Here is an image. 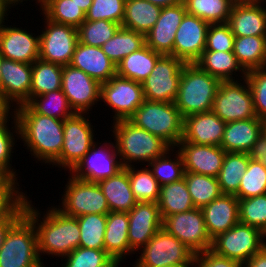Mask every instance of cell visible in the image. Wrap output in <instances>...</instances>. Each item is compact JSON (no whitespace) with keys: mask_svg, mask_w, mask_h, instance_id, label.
<instances>
[{"mask_svg":"<svg viewBox=\"0 0 266 267\" xmlns=\"http://www.w3.org/2000/svg\"><path fill=\"white\" fill-rule=\"evenodd\" d=\"M162 54L155 52L146 44L127 55L116 66L117 75L142 83L152 72Z\"/></svg>","mask_w":266,"mask_h":267,"instance_id":"obj_32","label":"cell"},{"mask_svg":"<svg viewBox=\"0 0 266 267\" xmlns=\"http://www.w3.org/2000/svg\"><path fill=\"white\" fill-rule=\"evenodd\" d=\"M128 120L162 138L172 148H176L183 137L184 118L174 102L144 100Z\"/></svg>","mask_w":266,"mask_h":267,"instance_id":"obj_5","label":"cell"},{"mask_svg":"<svg viewBox=\"0 0 266 267\" xmlns=\"http://www.w3.org/2000/svg\"><path fill=\"white\" fill-rule=\"evenodd\" d=\"M62 267H118L119 265L104 249L78 247L63 257Z\"/></svg>","mask_w":266,"mask_h":267,"instance_id":"obj_48","label":"cell"},{"mask_svg":"<svg viewBox=\"0 0 266 267\" xmlns=\"http://www.w3.org/2000/svg\"><path fill=\"white\" fill-rule=\"evenodd\" d=\"M226 124L213 111L184 118L182 140L197 145L220 146Z\"/></svg>","mask_w":266,"mask_h":267,"instance_id":"obj_26","label":"cell"},{"mask_svg":"<svg viewBox=\"0 0 266 267\" xmlns=\"http://www.w3.org/2000/svg\"><path fill=\"white\" fill-rule=\"evenodd\" d=\"M97 183L107 200L110 211L128 213L137 203L131 190L127 167Z\"/></svg>","mask_w":266,"mask_h":267,"instance_id":"obj_30","label":"cell"},{"mask_svg":"<svg viewBox=\"0 0 266 267\" xmlns=\"http://www.w3.org/2000/svg\"><path fill=\"white\" fill-rule=\"evenodd\" d=\"M265 136V120L251 118L228 122L220 147L225 152L255 155Z\"/></svg>","mask_w":266,"mask_h":267,"instance_id":"obj_19","label":"cell"},{"mask_svg":"<svg viewBox=\"0 0 266 267\" xmlns=\"http://www.w3.org/2000/svg\"><path fill=\"white\" fill-rule=\"evenodd\" d=\"M128 228L129 218L127 212L110 211L107 213L104 250L119 266L124 262L123 259L127 255L135 254L129 246Z\"/></svg>","mask_w":266,"mask_h":267,"instance_id":"obj_29","label":"cell"},{"mask_svg":"<svg viewBox=\"0 0 266 267\" xmlns=\"http://www.w3.org/2000/svg\"><path fill=\"white\" fill-rule=\"evenodd\" d=\"M220 82L197 64L185 63L174 102L182 117L212 111Z\"/></svg>","mask_w":266,"mask_h":267,"instance_id":"obj_4","label":"cell"},{"mask_svg":"<svg viewBox=\"0 0 266 267\" xmlns=\"http://www.w3.org/2000/svg\"><path fill=\"white\" fill-rule=\"evenodd\" d=\"M7 26L0 30V54L3 58L28 64L39 59V34L33 36L22 27Z\"/></svg>","mask_w":266,"mask_h":267,"instance_id":"obj_24","label":"cell"},{"mask_svg":"<svg viewBox=\"0 0 266 267\" xmlns=\"http://www.w3.org/2000/svg\"><path fill=\"white\" fill-rule=\"evenodd\" d=\"M233 0H184L186 11L210 24L227 23Z\"/></svg>","mask_w":266,"mask_h":267,"instance_id":"obj_40","label":"cell"},{"mask_svg":"<svg viewBox=\"0 0 266 267\" xmlns=\"http://www.w3.org/2000/svg\"><path fill=\"white\" fill-rule=\"evenodd\" d=\"M239 222L266 232V194L239 199Z\"/></svg>","mask_w":266,"mask_h":267,"instance_id":"obj_49","label":"cell"},{"mask_svg":"<svg viewBox=\"0 0 266 267\" xmlns=\"http://www.w3.org/2000/svg\"><path fill=\"white\" fill-rule=\"evenodd\" d=\"M2 59H3V56L0 54V67H1ZM0 82H1V73H0Z\"/></svg>","mask_w":266,"mask_h":267,"instance_id":"obj_66","label":"cell"},{"mask_svg":"<svg viewBox=\"0 0 266 267\" xmlns=\"http://www.w3.org/2000/svg\"><path fill=\"white\" fill-rule=\"evenodd\" d=\"M265 4V1L233 4L227 24L235 37L266 36Z\"/></svg>","mask_w":266,"mask_h":267,"instance_id":"obj_25","label":"cell"},{"mask_svg":"<svg viewBox=\"0 0 266 267\" xmlns=\"http://www.w3.org/2000/svg\"><path fill=\"white\" fill-rule=\"evenodd\" d=\"M158 207L162 219L169 215L190 211L195 208L185 179L160 186Z\"/></svg>","mask_w":266,"mask_h":267,"instance_id":"obj_35","label":"cell"},{"mask_svg":"<svg viewBox=\"0 0 266 267\" xmlns=\"http://www.w3.org/2000/svg\"><path fill=\"white\" fill-rule=\"evenodd\" d=\"M121 24L113 21L98 20L90 21L85 20L78 28V40L81 44L88 46L101 47L110 38H112Z\"/></svg>","mask_w":266,"mask_h":267,"instance_id":"obj_47","label":"cell"},{"mask_svg":"<svg viewBox=\"0 0 266 267\" xmlns=\"http://www.w3.org/2000/svg\"><path fill=\"white\" fill-rule=\"evenodd\" d=\"M126 0H93L86 12L85 20H107L122 24Z\"/></svg>","mask_w":266,"mask_h":267,"instance_id":"obj_51","label":"cell"},{"mask_svg":"<svg viewBox=\"0 0 266 267\" xmlns=\"http://www.w3.org/2000/svg\"><path fill=\"white\" fill-rule=\"evenodd\" d=\"M176 147L182 155L185 172L218 177L226 155L220 146L197 145L181 139Z\"/></svg>","mask_w":266,"mask_h":267,"instance_id":"obj_21","label":"cell"},{"mask_svg":"<svg viewBox=\"0 0 266 267\" xmlns=\"http://www.w3.org/2000/svg\"><path fill=\"white\" fill-rule=\"evenodd\" d=\"M243 267H266V240L265 246L253 255Z\"/></svg>","mask_w":266,"mask_h":267,"instance_id":"obj_59","label":"cell"},{"mask_svg":"<svg viewBox=\"0 0 266 267\" xmlns=\"http://www.w3.org/2000/svg\"><path fill=\"white\" fill-rule=\"evenodd\" d=\"M9 1L16 6V5H21L20 3H22L24 0H9ZM25 1H28V0H25Z\"/></svg>","mask_w":266,"mask_h":267,"instance_id":"obj_64","label":"cell"},{"mask_svg":"<svg viewBox=\"0 0 266 267\" xmlns=\"http://www.w3.org/2000/svg\"><path fill=\"white\" fill-rule=\"evenodd\" d=\"M266 194V167L263 162L254 155L250 160L244 175L241 178L238 199H247Z\"/></svg>","mask_w":266,"mask_h":267,"instance_id":"obj_46","label":"cell"},{"mask_svg":"<svg viewBox=\"0 0 266 267\" xmlns=\"http://www.w3.org/2000/svg\"><path fill=\"white\" fill-rule=\"evenodd\" d=\"M5 97L3 92L0 90V122L10 120V115L15 114V106ZM12 106V107H11ZM14 107V109H12ZM11 108V109H10ZM10 110H14L11 111ZM13 112V113H12ZM12 113V114H10Z\"/></svg>","mask_w":266,"mask_h":267,"instance_id":"obj_58","label":"cell"},{"mask_svg":"<svg viewBox=\"0 0 266 267\" xmlns=\"http://www.w3.org/2000/svg\"><path fill=\"white\" fill-rule=\"evenodd\" d=\"M233 53L246 72L266 67V36L235 37Z\"/></svg>","mask_w":266,"mask_h":267,"instance_id":"obj_34","label":"cell"},{"mask_svg":"<svg viewBox=\"0 0 266 267\" xmlns=\"http://www.w3.org/2000/svg\"><path fill=\"white\" fill-rule=\"evenodd\" d=\"M255 155L263 162L264 166L266 167V136H264L263 142Z\"/></svg>","mask_w":266,"mask_h":267,"instance_id":"obj_62","label":"cell"},{"mask_svg":"<svg viewBox=\"0 0 266 267\" xmlns=\"http://www.w3.org/2000/svg\"><path fill=\"white\" fill-rule=\"evenodd\" d=\"M234 2H257V1H265V0H233Z\"/></svg>","mask_w":266,"mask_h":267,"instance_id":"obj_65","label":"cell"},{"mask_svg":"<svg viewBox=\"0 0 266 267\" xmlns=\"http://www.w3.org/2000/svg\"><path fill=\"white\" fill-rule=\"evenodd\" d=\"M43 18L46 26L39 35V59L69 65L79 42L77 28Z\"/></svg>","mask_w":266,"mask_h":267,"instance_id":"obj_13","label":"cell"},{"mask_svg":"<svg viewBox=\"0 0 266 267\" xmlns=\"http://www.w3.org/2000/svg\"><path fill=\"white\" fill-rule=\"evenodd\" d=\"M234 38L227 23L210 24L204 51H233Z\"/></svg>","mask_w":266,"mask_h":267,"instance_id":"obj_53","label":"cell"},{"mask_svg":"<svg viewBox=\"0 0 266 267\" xmlns=\"http://www.w3.org/2000/svg\"><path fill=\"white\" fill-rule=\"evenodd\" d=\"M264 238L260 229L239 222L214 238L211 250L244 265L265 246Z\"/></svg>","mask_w":266,"mask_h":267,"instance_id":"obj_11","label":"cell"},{"mask_svg":"<svg viewBox=\"0 0 266 267\" xmlns=\"http://www.w3.org/2000/svg\"><path fill=\"white\" fill-rule=\"evenodd\" d=\"M63 66L37 59L32 63L30 100L39 95L62 89Z\"/></svg>","mask_w":266,"mask_h":267,"instance_id":"obj_37","label":"cell"},{"mask_svg":"<svg viewBox=\"0 0 266 267\" xmlns=\"http://www.w3.org/2000/svg\"><path fill=\"white\" fill-rule=\"evenodd\" d=\"M246 79L253 97L257 118L266 120V67L247 72Z\"/></svg>","mask_w":266,"mask_h":267,"instance_id":"obj_52","label":"cell"},{"mask_svg":"<svg viewBox=\"0 0 266 267\" xmlns=\"http://www.w3.org/2000/svg\"><path fill=\"white\" fill-rule=\"evenodd\" d=\"M212 111L225 123L256 118L247 79L221 81Z\"/></svg>","mask_w":266,"mask_h":267,"instance_id":"obj_8","label":"cell"},{"mask_svg":"<svg viewBox=\"0 0 266 267\" xmlns=\"http://www.w3.org/2000/svg\"><path fill=\"white\" fill-rule=\"evenodd\" d=\"M130 186L137 202H158L160 185L149 168L127 167Z\"/></svg>","mask_w":266,"mask_h":267,"instance_id":"obj_44","label":"cell"},{"mask_svg":"<svg viewBox=\"0 0 266 267\" xmlns=\"http://www.w3.org/2000/svg\"><path fill=\"white\" fill-rule=\"evenodd\" d=\"M19 186V183L0 167V196L4 194H25V192L20 191Z\"/></svg>","mask_w":266,"mask_h":267,"instance_id":"obj_56","label":"cell"},{"mask_svg":"<svg viewBox=\"0 0 266 267\" xmlns=\"http://www.w3.org/2000/svg\"><path fill=\"white\" fill-rule=\"evenodd\" d=\"M86 115L87 113H75L64 120L62 151L53 166L62 167L66 171L68 169L70 172L96 143L94 126Z\"/></svg>","mask_w":266,"mask_h":267,"instance_id":"obj_10","label":"cell"},{"mask_svg":"<svg viewBox=\"0 0 266 267\" xmlns=\"http://www.w3.org/2000/svg\"><path fill=\"white\" fill-rule=\"evenodd\" d=\"M175 149L176 148H170L164 155L152 160L146 166L152 171L153 176L157 179L160 186L170 184L184 178L185 169L183 158L181 153ZM171 154L174 155V158L172 155V159Z\"/></svg>","mask_w":266,"mask_h":267,"instance_id":"obj_43","label":"cell"},{"mask_svg":"<svg viewBox=\"0 0 266 267\" xmlns=\"http://www.w3.org/2000/svg\"><path fill=\"white\" fill-rule=\"evenodd\" d=\"M12 123L14 124L13 127H9V121H2L0 122V167L3 168L16 182L18 181L16 176V171L12 168V164L10 161L12 160V154L14 153L13 149L15 150L14 145L15 141L19 139V128L16 120V116H12ZM15 129V130H14ZM14 133H12V132ZM16 134V135H15ZM14 136H16V139ZM16 139V140H15Z\"/></svg>","mask_w":266,"mask_h":267,"instance_id":"obj_50","label":"cell"},{"mask_svg":"<svg viewBox=\"0 0 266 267\" xmlns=\"http://www.w3.org/2000/svg\"><path fill=\"white\" fill-rule=\"evenodd\" d=\"M116 151L123 167L146 163L164 155L172 148L162 138L135 126L128 119L113 121ZM135 164H132L134 163ZM137 162V163H136Z\"/></svg>","mask_w":266,"mask_h":267,"instance_id":"obj_3","label":"cell"},{"mask_svg":"<svg viewBox=\"0 0 266 267\" xmlns=\"http://www.w3.org/2000/svg\"><path fill=\"white\" fill-rule=\"evenodd\" d=\"M80 228L79 247L104 249L107 214H86L76 217Z\"/></svg>","mask_w":266,"mask_h":267,"instance_id":"obj_45","label":"cell"},{"mask_svg":"<svg viewBox=\"0 0 266 267\" xmlns=\"http://www.w3.org/2000/svg\"><path fill=\"white\" fill-rule=\"evenodd\" d=\"M210 23L188 13L175 34L173 56L184 63H195L205 50Z\"/></svg>","mask_w":266,"mask_h":267,"instance_id":"obj_18","label":"cell"},{"mask_svg":"<svg viewBox=\"0 0 266 267\" xmlns=\"http://www.w3.org/2000/svg\"><path fill=\"white\" fill-rule=\"evenodd\" d=\"M27 198V194L1 195L0 224H5L25 204Z\"/></svg>","mask_w":266,"mask_h":267,"instance_id":"obj_55","label":"cell"},{"mask_svg":"<svg viewBox=\"0 0 266 267\" xmlns=\"http://www.w3.org/2000/svg\"><path fill=\"white\" fill-rule=\"evenodd\" d=\"M144 45V34L120 27L115 35L104 43L101 48L117 66L123 58L139 50Z\"/></svg>","mask_w":266,"mask_h":267,"instance_id":"obj_38","label":"cell"},{"mask_svg":"<svg viewBox=\"0 0 266 267\" xmlns=\"http://www.w3.org/2000/svg\"><path fill=\"white\" fill-rule=\"evenodd\" d=\"M184 179L196 208H202L222 195L217 177L185 172Z\"/></svg>","mask_w":266,"mask_h":267,"instance_id":"obj_41","label":"cell"},{"mask_svg":"<svg viewBox=\"0 0 266 267\" xmlns=\"http://www.w3.org/2000/svg\"><path fill=\"white\" fill-rule=\"evenodd\" d=\"M186 13L184 2L162 8L157 22L145 34V44L155 52L173 56L175 34Z\"/></svg>","mask_w":266,"mask_h":267,"instance_id":"obj_22","label":"cell"},{"mask_svg":"<svg viewBox=\"0 0 266 267\" xmlns=\"http://www.w3.org/2000/svg\"><path fill=\"white\" fill-rule=\"evenodd\" d=\"M48 209L42 218L32 201L29 198L25 201V215L36 229L40 259L43 254L63 258L79 247V223L76 217L63 214L55 206Z\"/></svg>","mask_w":266,"mask_h":267,"instance_id":"obj_1","label":"cell"},{"mask_svg":"<svg viewBox=\"0 0 266 267\" xmlns=\"http://www.w3.org/2000/svg\"><path fill=\"white\" fill-rule=\"evenodd\" d=\"M16 7L14 4H12L9 0H0V30L4 26L5 20H7L8 11L10 13L9 8Z\"/></svg>","mask_w":266,"mask_h":267,"instance_id":"obj_60","label":"cell"},{"mask_svg":"<svg viewBox=\"0 0 266 267\" xmlns=\"http://www.w3.org/2000/svg\"><path fill=\"white\" fill-rule=\"evenodd\" d=\"M195 64L220 81L235 80L234 75L238 80L239 78H237L238 74L236 72H239L241 79L246 78L247 74L238 63L233 51H203Z\"/></svg>","mask_w":266,"mask_h":267,"instance_id":"obj_31","label":"cell"},{"mask_svg":"<svg viewBox=\"0 0 266 267\" xmlns=\"http://www.w3.org/2000/svg\"><path fill=\"white\" fill-rule=\"evenodd\" d=\"M128 240L130 249L139 252L163 227V219L156 202H137L128 212Z\"/></svg>","mask_w":266,"mask_h":267,"instance_id":"obj_20","label":"cell"},{"mask_svg":"<svg viewBox=\"0 0 266 267\" xmlns=\"http://www.w3.org/2000/svg\"><path fill=\"white\" fill-rule=\"evenodd\" d=\"M100 100L113 110V121L129 119L145 100L142 83L116 74L101 83Z\"/></svg>","mask_w":266,"mask_h":267,"instance_id":"obj_15","label":"cell"},{"mask_svg":"<svg viewBox=\"0 0 266 267\" xmlns=\"http://www.w3.org/2000/svg\"><path fill=\"white\" fill-rule=\"evenodd\" d=\"M184 64L172 55H162L150 75L142 82L144 99L175 102Z\"/></svg>","mask_w":266,"mask_h":267,"instance_id":"obj_12","label":"cell"},{"mask_svg":"<svg viewBox=\"0 0 266 267\" xmlns=\"http://www.w3.org/2000/svg\"><path fill=\"white\" fill-rule=\"evenodd\" d=\"M201 210L211 240L239 223V199L235 195L222 194Z\"/></svg>","mask_w":266,"mask_h":267,"instance_id":"obj_27","label":"cell"},{"mask_svg":"<svg viewBox=\"0 0 266 267\" xmlns=\"http://www.w3.org/2000/svg\"><path fill=\"white\" fill-rule=\"evenodd\" d=\"M93 0H73L81 9L86 13L89 10V7L92 5Z\"/></svg>","mask_w":266,"mask_h":267,"instance_id":"obj_63","label":"cell"},{"mask_svg":"<svg viewBox=\"0 0 266 267\" xmlns=\"http://www.w3.org/2000/svg\"><path fill=\"white\" fill-rule=\"evenodd\" d=\"M25 214V204L5 223L0 224V248L10 228Z\"/></svg>","mask_w":266,"mask_h":267,"instance_id":"obj_57","label":"cell"},{"mask_svg":"<svg viewBox=\"0 0 266 267\" xmlns=\"http://www.w3.org/2000/svg\"><path fill=\"white\" fill-rule=\"evenodd\" d=\"M41 14L48 20L78 28L84 21L86 13L73 0H37Z\"/></svg>","mask_w":266,"mask_h":267,"instance_id":"obj_39","label":"cell"},{"mask_svg":"<svg viewBox=\"0 0 266 267\" xmlns=\"http://www.w3.org/2000/svg\"><path fill=\"white\" fill-rule=\"evenodd\" d=\"M37 233L24 214L9 230L0 248V267H40Z\"/></svg>","mask_w":266,"mask_h":267,"instance_id":"obj_6","label":"cell"},{"mask_svg":"<svg viewBox=\"0 0 266 267\" xmlns=\"http://www.w3.org/2000/svg\"><path fill=\"white\" fill-rule=\"evenodd\" d=\"M36 113L65 120L75 114L62 89L33 97L27 103Z\"/></svg>","mask_w":266,"mask_h":267,"instance_id":"obj_42","label":"cell"},{"mask_svg":"<svg viewBox=\"0 0 266 267\" xmlns=\"http://www.w3.org/2000/svg\"><path fill=\"white\" fill-rule=\"evenodd\" d=\"M63 192L62 206L56 208L65 215L79 217L110 212L107 200L96 182H87L69 175Z\"/></svg>","mask_w":266,"mask_h":267,"instance_id":"obj_9","label":"cell"},{"mask_svg":"<svg viewBox=\"0 0 266 267\" xmlns=\"http://www.w3.org/2000/svg\"><path fill=\"white\" fill-rule=\"evenodd\" d=\"M265 136H266V120H265Z\"/></svg>","mask_w":266,"mask_h":267,"instance_id":"obj_67","label":"cell"},{"mask_svg":"<svg viewBox=\"0 0 266 267\" xmlns=\"http://www.w3.org/2000/svg\"><path fill=\"white\" fill-rule=\"evenodd\" d=\"M146 1H148L154 5H157L161 8L174 6V5H177L181 2H184V0H146Z\"/></svg>","mask_w":266,"mask_h":267,"instance_id":"obj_61","label":"cell"},{"mask_svg":"<svg viewBox=\"0 0 266 267\" xmlns=\"http://www.w3.org/2000/svg\"><path fill=\"white\" fill-rule=\"evenodd\" d=\"M104 142L102 145L101 142H96L68 173L77 179L97 183L120 171L123 166L115 144L110 140Z\"/></svg>","mask_w":266,"mask_h":267,"instance_id":"obj_16","label":"cell"},{"mask_svg":"<svg viewBox=\"0 0 266 267\" xmlns=\"http://www.w3.org/2000/svg\"><path fill=\"white\" fill-rule=\"evenodd\" d=\"M139 251L134 267H192L193 264L194 253L163 228Z\"/></svg>","mask_w":266,"mask_h":267,"instance_id":"obj_7","label":"cell"},{"mask_svg":"<svg viewBox=\"0 0 266 267\" xmlns=\"http://www.w3.org/2000/svg\"><path fill=\"white\" fill-rule=\"evenodd\" d=\"M100 85L82 70L71 65L63 66L62 91L75 113L89 114L100 101Z\"/></svg>","mask_w":266,"mask_h":267,"instance_id":"obj_17","label":"cell"},{"mask_svg":"<svg viewBox=\"0 0 266 267\" xmlns=\"http://www.w3.org/2000/svg\"><path fill=\"white\" fill-rule=\"evenodd\" d=\"M162 8L146 0H126L121 27L142 34L148 33L157 22Z\"/></svg>","mask_w":266,"mask_h":267,"instance_id":"obj_33","label":"cell"},{"mask_svg":"<svg viewBox=\"0 0 266 267\" xmlns=\"http://www.w3.org/2000/svg\"><path fill=\"white\" fill-rule=\"evenodd\" d=\"M15 116L25 149L31 157L48 165L53 164L62 151L64 120L36 113L28 104L15 108Z\"/></svg>","mask_w":266,"mask_h":267,"instance_id":"obj_2","label":"cell"},{"mask_svg":"<svg viewBox=\"0 0 266 267\" xmlns=\"http://www.w3.org/2000/svg\"><path fill=\"white\" fill-rule=\"evenodd\" d=\"M82 70L100 84L117 74L116 65L103 52L101 47L77 43L70 64Z\"/></svg>","mask_w":266,"mask_h":267,"instance_id":"obj_28","label":"cell"},{"mask_svg":"<svg viewBox=\"0 0 266 267\" xmlns=\"http://www.w3.org/2000/svg\"><path fill=\"white\" fill-rule=\"evenodd\" d=\"M253 156L250 153L226 152L217 177L222 194L236 195L238 193L241 178Z\"/></svg>","mask_w":266,"mask_h":267,"instance_id":"obj_36","label":"cell"},{"mask_svg":"<svg viewBox=\"0 0 266 267\" xmlns=\"http://www.w3.org/2000/svg\"><path fill=\"white\" fill-rule=\"evenodd\" d=\"M0 90L15 108L30 101L32 64L3 58Z\"/></svg>","mask_w":266,"mask_h":267,"instance_id":"obj_23","label":"cell"},{"mask_svg":"<svg viewBox=\"0 0 266 267\" xmlns=\"http://www.w3.org/2000/svg\"><path fill=\"white\" fill-rule=\"evenodd\" d=\"M192 267H243L236 260L216 254L211 249L194 254Z\"/></svg>","mask_w":266,"mask_h":267,"instance_id":"obj_54","label":"cell"},{"mask_svg":"<svg viewBox=\"0 0 266 267\" xmlns=\"http://www.w3.org/2000/svg\"><path fill=\"white\" fill-rule=\"evenodd\" d=\"M163 229L175 236L194 254L212 247L201 208L169 215L163 219Z\"/></svg>","mask_w":266,"mask_h":267,"instance_id":"obj_14","label":"cell"}]
</instances>
